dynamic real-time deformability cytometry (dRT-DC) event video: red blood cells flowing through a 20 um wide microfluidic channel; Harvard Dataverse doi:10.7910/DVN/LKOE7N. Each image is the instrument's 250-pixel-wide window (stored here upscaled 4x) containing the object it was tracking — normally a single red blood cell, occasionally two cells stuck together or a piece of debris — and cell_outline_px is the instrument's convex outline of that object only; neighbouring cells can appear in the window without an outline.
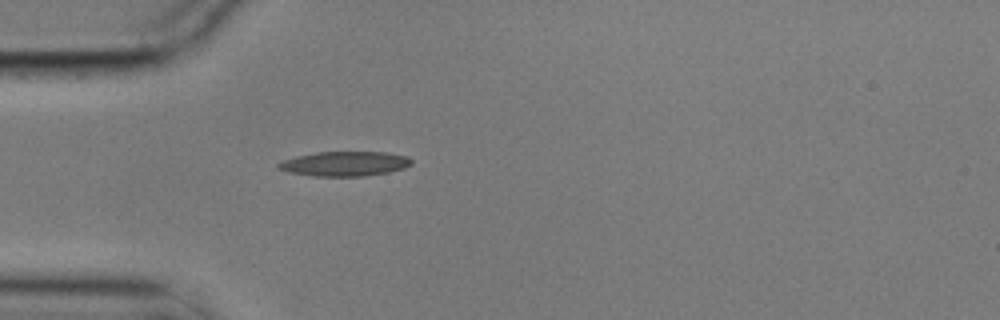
{"species": "common noctule bat (a hibernating species)", "species_latin": "Nyctalus noctula", "temperature_condition": "cold", "stored_images_in_passage": 22, "camera_frame_rate_fps": 3000, "um_per_image_px": 0.085, "animal": {"sex": "male", "body_mass_g": 17.9}, "frame": {"image": 1, "passage_image": 1, "time_ms": 0.0, "image_size_px": [1000, 320], "cell_outline_px": [[412, 164], [404, 168], [388, 172], [364, 176], [312, 176], [288, 172], [276, 168], [276, 164], [284, 160], [296, 156], [316, 152], [388, 152], [408, 156], [412, 160]], "centroid_in_image_um": [29.29, 13.91], "position_along_channel_um": 55.7, "area_um2": 19.25}}
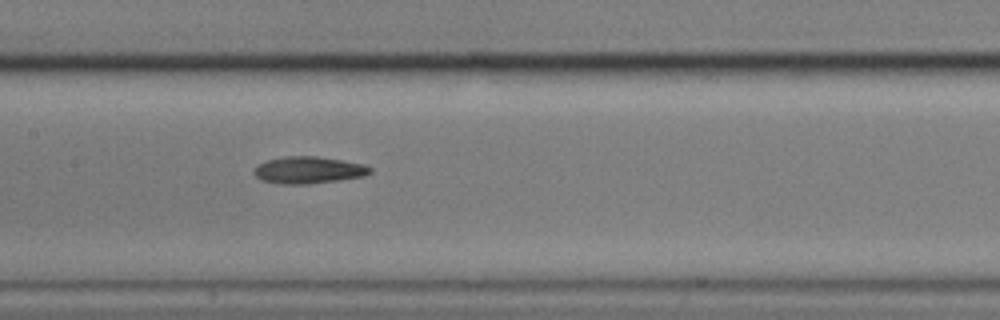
{"frame": {"image": 2, "passage_image": 12, "time_ms": 3.667, "image_size_px": [1000, 320], "cell_outline_px": [[372, 172], [364, 176], [308, 184], [280, 184], [260, 180], [252, 172], [252, 168], [268, 160], [284, 156], [316, 156], [364, 164], [372, 168]], "centroid_in_image_um": [26.19, 14.46], "position_along_channel_um": 181.2, "area_um2": 18.21}}
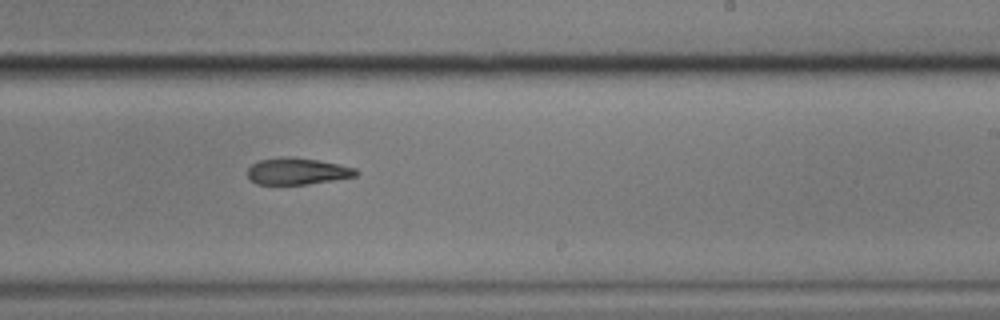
{"frame": {"image": 3, "passage_image": 19, "time_ms": 6.0, "image_size_px": [1000, 320], "cell_outline_px": [[360, 172], [356, 176], [308, 184], [256, 184], [248, 176], [248, 168], [252, 164], [260, 160], [280, 156], [316, 160], [356, 168]], "centroid_in_image_um": [25.26, 14.56], "position_along_channel_um": 263.7, "area_um2": 16.59}}